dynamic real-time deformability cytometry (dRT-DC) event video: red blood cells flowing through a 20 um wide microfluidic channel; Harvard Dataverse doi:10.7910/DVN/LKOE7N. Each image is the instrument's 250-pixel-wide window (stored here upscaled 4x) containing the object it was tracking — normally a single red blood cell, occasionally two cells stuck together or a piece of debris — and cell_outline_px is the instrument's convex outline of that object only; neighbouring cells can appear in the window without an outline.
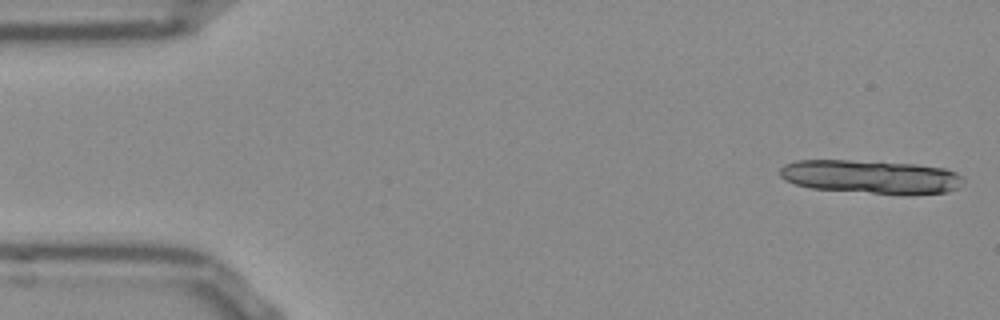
{"species": "Egyptian fruit bat (a non-hibernating species)", "species_latin": "Rousettus aegyptiacus", "temperature_condition": "room temperature", "stored_images_in_passage": 10, "camera_frame_rate_fps": 3000, "um_per_image_px": 0.085, "frame": {"image": 1, "passage_image": 1, "time_ms": 0.0, "image_size_px": [1000, 320], "cell_outline_px": [[964, 180], [956, 188], [948, 192], [912, 196], [900, 196], [812, 188], [796, 184], [784, 180], [780, 176], [780, 168], [784, 164], [796, 160], [848, 160], [916, 164], [944, 168], [956, 172], [964, 176]], "centroid_in_image_um": [74.07, 15.05], "position_along_channel_um": 10.9, "area_um2": 36.65}}